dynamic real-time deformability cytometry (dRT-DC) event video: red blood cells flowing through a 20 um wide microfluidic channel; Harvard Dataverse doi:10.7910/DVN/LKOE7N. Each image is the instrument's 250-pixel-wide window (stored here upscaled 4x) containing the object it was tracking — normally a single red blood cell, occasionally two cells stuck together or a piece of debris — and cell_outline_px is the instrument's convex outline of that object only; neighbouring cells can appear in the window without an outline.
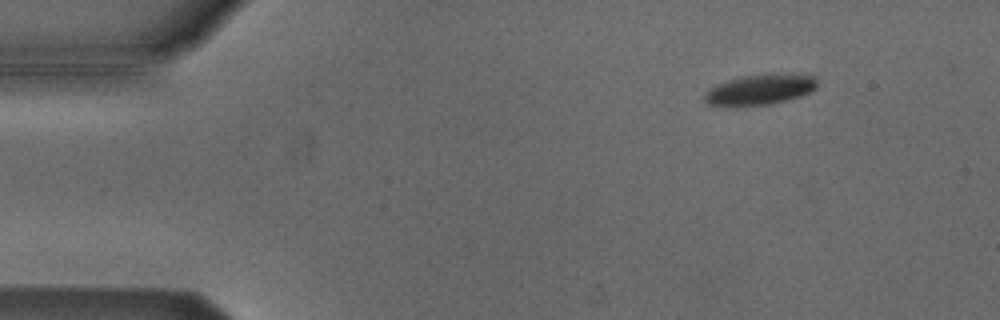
{"species": "Egyptian fruit bat (a non-hibernating species)", "species_latin": "Rousettus aegyptiacus", "temperature_condition": "cold", "stored_images_in_passage": 54, "camera_frame_rate_fps": 3000, "um_per_image_px": 0.085, "animal": {"sex": "male"}, "frame": {"image": 1, "passage_image": 7, "time_ms": 2.0, "image_size_px": [1000, 320], "cell_outline_px": [[816, 88], [800, 96], [768, 104], [720, 108], [708, 104], [704, 100], [704, 96], [712, 88], [728, 80], [744, 76], [772, 72], [792, 72], [816, 76]], "centroid_in_image_um": [64.62, 7.6], "position_along_channel_um": 20.4, "area_um2": 20.4}}
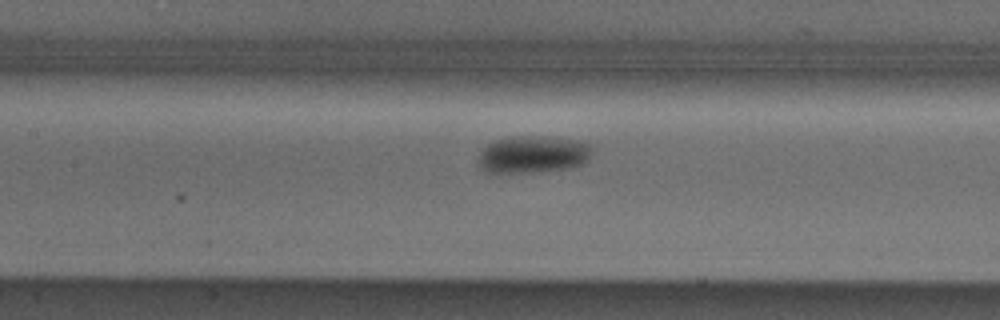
{"frame": {"image": 2, "passage_image": 25, "time_ms": 8.0, "image_size_px": [1000, 320], "cell_outline_px": [[592, 148], [588, 160], [580, 164], [568, 168], [532, 172], [488, 172], [480, 168], [480, 152], [488, 144], [496, 140], [516, 136], [544, 136], [576, 140], [592, 144]], "centroid_in_image_um": [45.33, 13.11], "position_along_channel_um": 162.1, "area_um2": 24.39}}
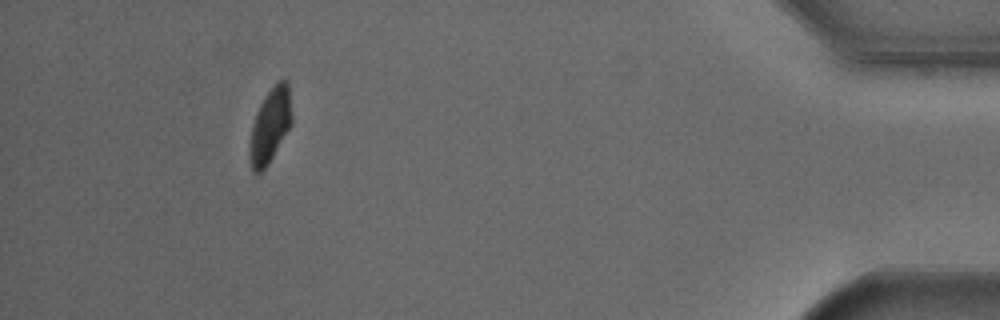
{"frame": {"image": 3, "passage_image": 50, "time_ms": 16.333, "image_size_px": [1000, 320], "cell_outline_px": [[292, 124], [268, 164], [260, 172], [252, 172], [248, 152], [248, 148], [252, 124], [256, 112], [264, 96], [280, 80], [288, 80], [292, 116]], "centroid_in_image_um": [22.95, 10.68], "position_along_channel_um": 412.3, "area_um2": 18.32}, "authors_computed_cell_mechanics": {"area_um2": 21.2126, "velocity_mm_per_s": 3.7867, "shape_relaxation_time_tau1_ms": 2.3047, "shape_relaxation_time_tau2_ms": null, "deformation_change_tau1": 0.1092, "deformation_change_tau2": null}}